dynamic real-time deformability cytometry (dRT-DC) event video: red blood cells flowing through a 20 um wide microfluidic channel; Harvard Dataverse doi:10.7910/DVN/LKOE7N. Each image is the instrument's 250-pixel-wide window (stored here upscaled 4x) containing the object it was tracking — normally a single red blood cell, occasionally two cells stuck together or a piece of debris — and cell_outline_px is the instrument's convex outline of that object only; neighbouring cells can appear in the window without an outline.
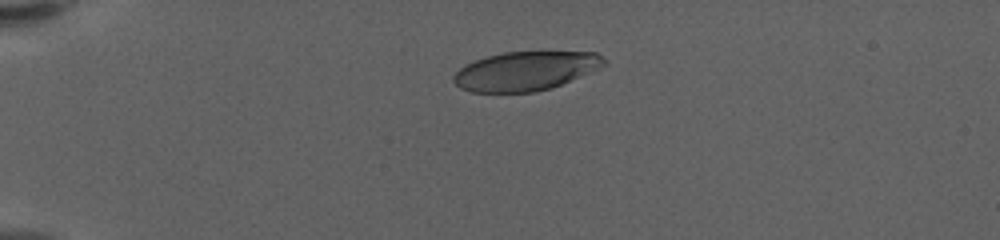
{"species": "human", "species_latin": "Homo sapiens", "temperature_condition": "warm", "stored_images_in_passage": 42, "camera_frame_rate_fps": 3000, "um_per_image_px": 0.085, "donor": {"sex": "female"}, "frame": {"image": 1, "passage_image": 1, "time_ms": 0.0, "image_size_px": [1000, 240], "cell_outline_px": [[608, 60], [604, 64], [580, 76], [552, 88], [532, 92], [472, 92], [460, 88], [452, 80], [452, 76], [460, 68], [476, 60], [488, 56], [504, 52], [596, 52]], "centroid_in_image_um": [44.64, 6.04], "position_along_channel_um": 40.4, "area_um2": 33.81}}
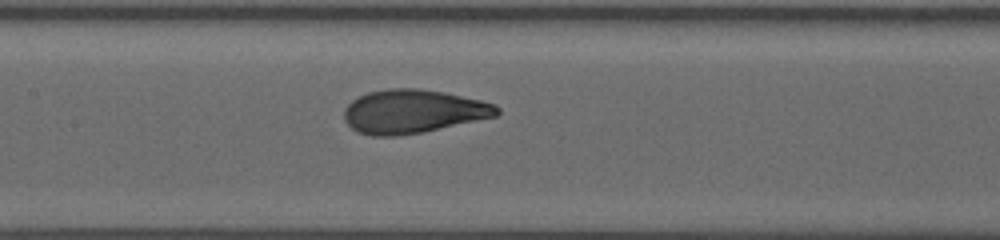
{"frame": {"image": 2, "passage_image": 17, "time_ms": 5.333, "image_size_px": [1000, 240], "cell_outline_px": [[500, 112], [496, 116], [424, 132], [396, 136], [372, 136], [356, 132], [344, 120], [344, 108], [352, 100], [368, 92], [388, 88], [420, 88], [444, 92], [480, 100], [496, 104], [500, 108]], "centroid_in_image_um": [35.1, 9.47], "position_along_channel_um": 172.3, "area_um2": 39.02}}
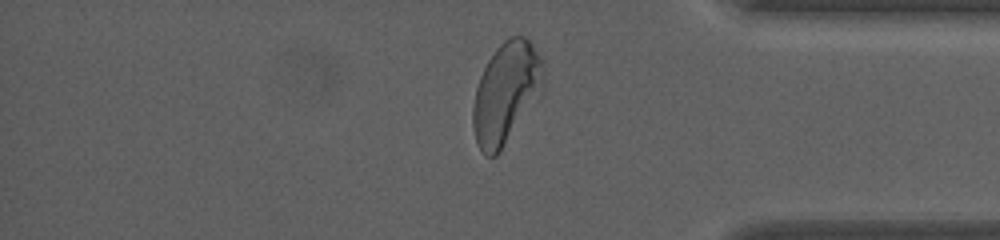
{"frame": {"image": 3, "passage_image": 37, "time_ms": 12.0, "image_size_px": [1000, 240], "cell_outline_px": [[544, 84], [500, 152], [496, 156], [484, 156], [476, 140], [472, 124], [472, 108], [476, 88], [480, 76], [488, 60], [496, 48], [504, 40], [512, 36], [524, 36], [532, 44], [544, 60]], "centroid_in_image_um": [42.99, 7.86], "position_along_channel_um": 392.2, "area_um2": 40.92}, "authors_computed_cell_mechanics": {"area_um2": 37.8301, "velocity_mm_per_s": 3.4964, "shape_relaxation_time_tau1_ms": 4.0537, "shape_relaxation_time_tau2_ms": null, "deformation_change_tau1": 0.2102, "deformation_change_tau2": null}}